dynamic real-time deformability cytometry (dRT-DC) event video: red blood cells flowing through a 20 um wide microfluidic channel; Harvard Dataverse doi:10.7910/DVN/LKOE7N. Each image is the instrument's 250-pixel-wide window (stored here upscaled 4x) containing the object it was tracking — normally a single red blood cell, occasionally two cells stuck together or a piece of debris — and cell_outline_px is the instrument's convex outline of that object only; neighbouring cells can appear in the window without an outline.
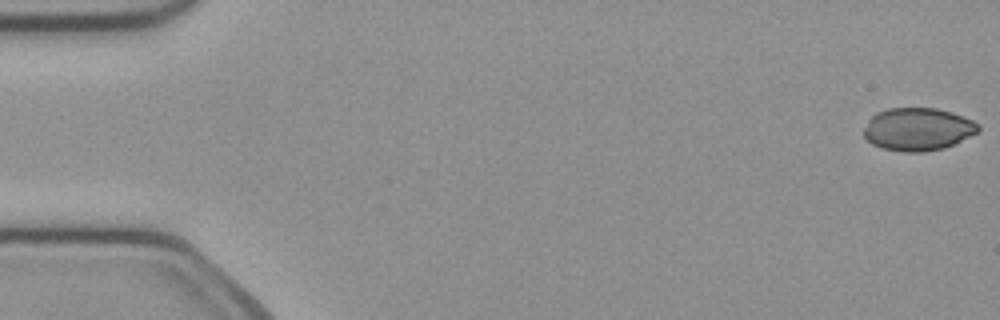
{"species": "common noctule bat (a hibernating species)", "species_latin": "Nyctalus noctula", "temperature_condition": "cold", "stored_images_in_passage": 51, "camera_frame_rate_fps": 3000, "um_per_image_px": 0.085, "animal": {"sex": "female", "body_mass_g": 21.9}, "frame": {"image": 1, "passage_image": 1, "time_ms": 0.0, "image_size_px": [1000, 320], "cell_outline_px": [[980, 128], [976, 132], [944, 148], [924, 152], [904, 152], [880, 148], [872, 144], [864, 136], [864, 128], [868, 120], [876, 112], [888, 108], [936, 108], [952, 112], [964, 116], [980, 124]], "centroid_in_image_um": [77.99, 10.98], "position_along_channel_um": 7.0, "area_um2": 28.55}}
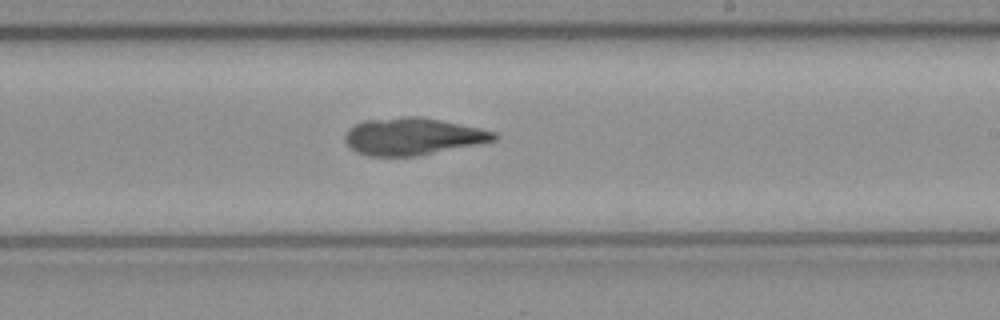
{"frame": {"image": 2, "passage_image": 30, "time_ms": 9.667, "image_size_px": [1000, 320], "cell_outline_px": [[500, 136], [496, 140], [480, 144], [416, 156], [368, 156], [356, 152], [344, 140], [344, 136], [348, 128], [352, 124], [364, 120], [404, 116], [420, 116], [480, 128], [496, 132]], "centroid_in_image_um": [35.07, 11.59], "position_along_channel_um": 253.9, "area_um2": 32.54}}
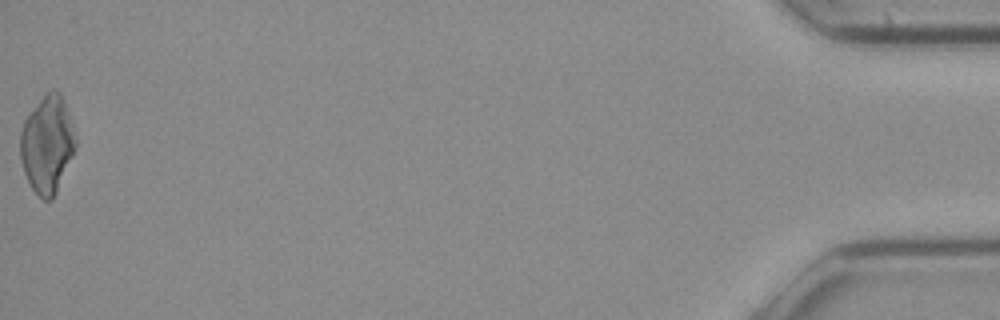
{"frame": {"image": 3, "passage_image": 51, "time_ms": 16.667, "image_size_px": [1000, 320], "cell_outline_px": [[76, 144], [72, 156], [56, 192], [52, 200], [44, 200], [32, 188], [24, 172], [20, 160], [20, 132], [24, 120], [40, 100], [52, 88], [56, 88], [60, 92], [64, 100], [76, 136]], "centroid_in_image_um": [4.01, 12.26], "position_along_channel_um": 431.2, "area_um2": 31.04}}